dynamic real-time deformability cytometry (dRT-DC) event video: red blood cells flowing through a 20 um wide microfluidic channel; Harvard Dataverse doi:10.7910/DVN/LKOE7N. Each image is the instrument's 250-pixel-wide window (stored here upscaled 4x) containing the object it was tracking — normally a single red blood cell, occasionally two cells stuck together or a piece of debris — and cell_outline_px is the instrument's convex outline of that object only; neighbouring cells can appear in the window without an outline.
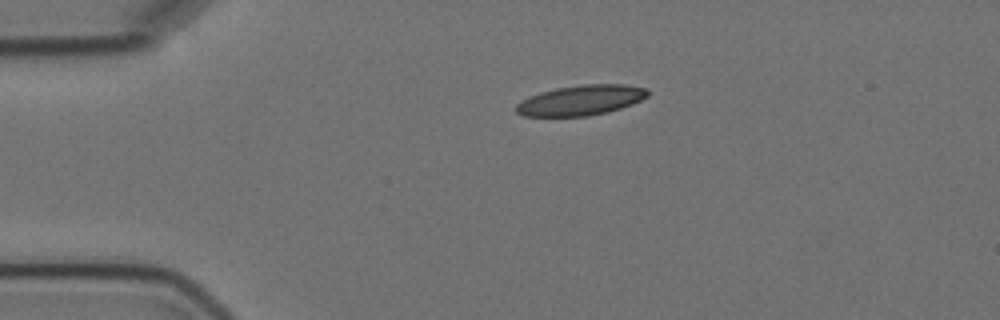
{"species": "Egyptian fruit bat (a non-hibernating species)", "species_latin": "Rousettus aegyptiacus", "temperature_condition": "cold", "stored_images_in_passage": 2, "camera_frame_rate_fps": 3000, "um_per_image_px": 0.085, "animal": {"sex": "female"}, "frame": {"image": 1, "passage_image": 1, "time_ms": 0.0, "image_size_px": [1000, 320], "cell_outline_px": [[648, 96], [632, 104], [608, 112], [588, 116], [524, 116], [516, 112], [516, 104], [520, 100], [528, 96], [540, 92], [556, 88], [584, 84], [624, 84], [648, 88]], "centroid_in_image_um": [49.36, 8.51], "position_along_channel_um": 35.6, "area_um2": 23.24}}